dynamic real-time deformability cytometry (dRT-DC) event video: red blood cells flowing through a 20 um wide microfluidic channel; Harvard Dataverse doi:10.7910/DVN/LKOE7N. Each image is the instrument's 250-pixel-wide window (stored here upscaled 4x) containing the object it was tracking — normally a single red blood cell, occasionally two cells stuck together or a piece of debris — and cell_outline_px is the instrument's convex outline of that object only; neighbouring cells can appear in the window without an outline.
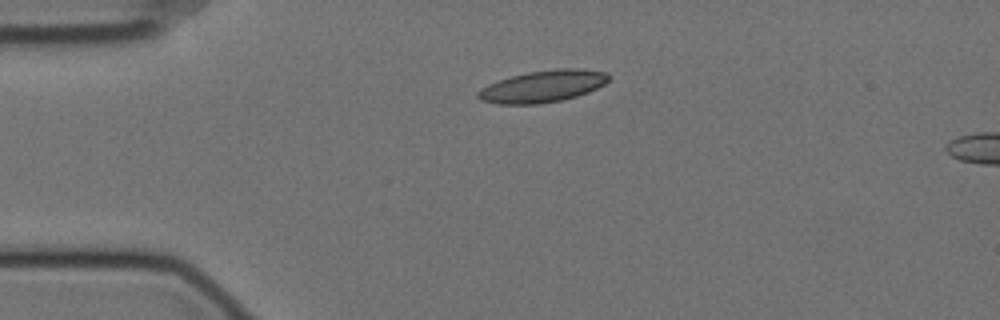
{"species": "Egyptian fruit bat (a non-hibernating species)", "species_latin": "Rousettus aegyptiacus", "temperature_condition": "cold", "stored_images_in_passage": 5, "camera_frame_rate_fps": 3000, "um_per_image_px": 0.085, "animal": {"sex": "female"}, "frame": {"image": 1, "passage_image": 1, "time_ms": 0.0, "image_size_px": [1000, 320], "cell_outline_px": [[612, 76], [604, 84], [588, 92], [564, 100], [540, 104], [496, 104], [480, 100], [476, 96], [476, 92], [480, 88], [488, 84], [512, 76], [528, 72], [556, 68], [576, 68], [608, 72]], "centroid_in_image_um": [46.14, 7.34], "position_along_channel_um": 38.9, "area_um2": 24.51}}